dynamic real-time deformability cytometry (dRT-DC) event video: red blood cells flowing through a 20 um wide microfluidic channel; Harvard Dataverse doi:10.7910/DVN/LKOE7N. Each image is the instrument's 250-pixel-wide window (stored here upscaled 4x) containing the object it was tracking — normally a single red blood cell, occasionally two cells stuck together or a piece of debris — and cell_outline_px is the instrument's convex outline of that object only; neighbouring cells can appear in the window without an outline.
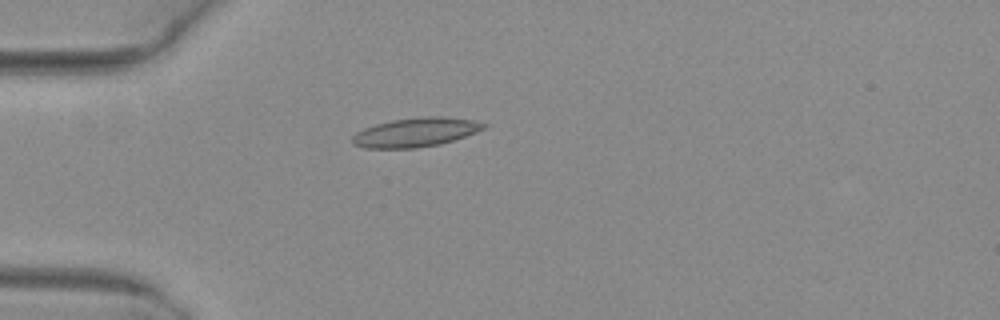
{"species": "common noctule bat (a hibernating species)", "species_latin": "Nyctalus noctula", "temperature_condition": "warm", "stored_images_in_passage": 3, "camera_frame_rate_fps": 3000, "um_per_image_px": 0.085, "animal": {"sex": "female", "body_mass_g": 29.2, "forearm_length_mm": 56.3}, "frame": {"image": 1, "passage_image": 3, "time_ms": 0.667, "image_size_px": [1000, 320], "cell_outline_px": [[488, 124], [484, 128], [476, 132], [440, 144], [416, 148], [364, 148], [352, 144], [352, 136], [356, 132], [364, 128], [376, 124], [392, 120], [420, 116], [444, 116], [476, 120]], "centroid_in_image_um": [35.32, 11.23], "position_along_channel_um": 49.7, "area_um2": 22.37}}